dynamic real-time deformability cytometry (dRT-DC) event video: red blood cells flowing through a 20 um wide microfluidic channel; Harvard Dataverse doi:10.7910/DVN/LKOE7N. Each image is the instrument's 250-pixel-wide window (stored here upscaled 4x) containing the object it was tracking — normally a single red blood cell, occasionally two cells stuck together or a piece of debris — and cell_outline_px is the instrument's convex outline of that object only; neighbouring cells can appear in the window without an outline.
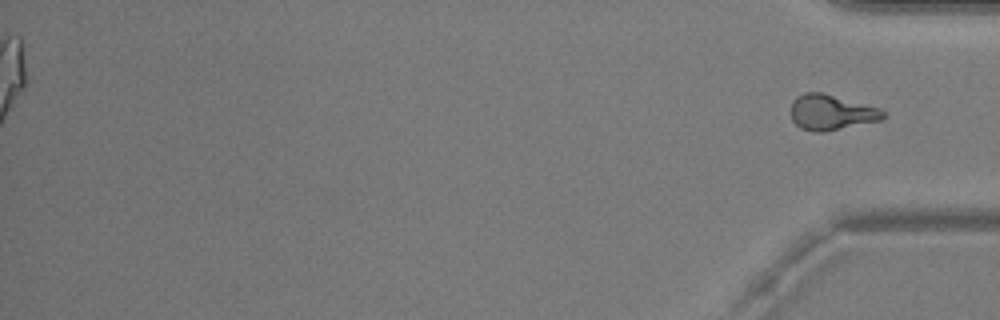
{"species": "common noctule bat (a hibernating species)", "species_latin": "Nyctalus noctula", "temperature_condition": "warm", "stored_images_in_passage": 56, "segment_of_instrument_passage": [2, 2], "camera_frame_rate_fps": 3000, "um_per_image_px": 0.085, "animal": {"sex": "male", "body_mass_g": 20.5, "forearm_length_mm": 52.5}, "frame": {"image": 1, "passage_image": 56, "time_ms": 18.333, "image_size_px": [1000, 320], "cell_outline_px": [[888, 116], [880, 120], [824, 132], [812, 132], [800, 128], [792, 120], [792, 100], [796, 96], [804, 92], [824, 92], [880, 108]], "centroid_in_image_um": [70.66, 9.54], "position_along_channel_um": 364.5, "area_um2": 19.19}}